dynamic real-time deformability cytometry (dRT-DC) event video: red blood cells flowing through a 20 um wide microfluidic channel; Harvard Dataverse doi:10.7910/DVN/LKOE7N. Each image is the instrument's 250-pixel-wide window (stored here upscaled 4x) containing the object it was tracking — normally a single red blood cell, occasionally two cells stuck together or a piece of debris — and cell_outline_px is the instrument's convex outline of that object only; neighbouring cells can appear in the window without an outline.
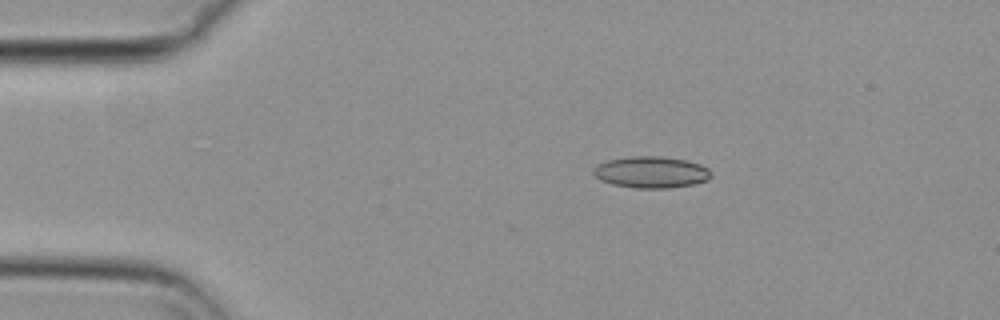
{"species": "common noctule bat (a hibernating species)", "species_latin": "Nyctalus noctula", "temperature_condition": "cold", "stored_images_in_passage": 46, "camera_frame_rate_fps": 3000, "um_per_image_px": 0.085, "animal": {"sex": "female", "body_mass_g": 29.2, "forearm_length_mm": 56.3}, "frame": {"image": 1, "passage_image": 1, "time_ms": 0.0, "image_size_px": [1000, 320], "cell_outline_px": [[712, 176], [708, 180], [692, 184], [668, 188], [636, 188], [612, 184], [600, 180], [592, 172], [592, 168], [596, 164], [608, 160], [628, 156], [660, 156], [684, 160], [700, 164], [708, 168], [712, 172]], "centroid_in_image_um": [55.33, 14.63], "position_along_channel_um": 29.7, "area_um2": 21.73}}
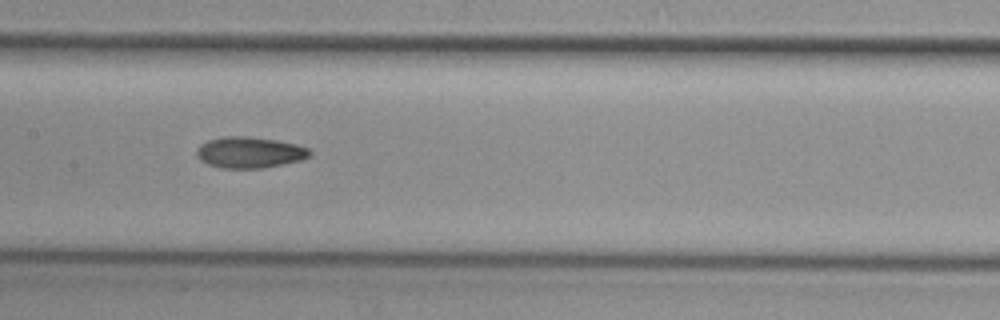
{"frame": {"image": 2, "passage_image": 18, "time_ms": 5.667, "image_size_px": [1000, 320], "cell_outline_px": [[312, 152], [308, 156], [300, 160], [264, 168], [220, 168], [208, 164], [200, 160], [196, 156], [196, 152], [200, 144], [208, 140], [224, 136], [244, 136], [276, 140], [296, 144], [308, 148]], "centroid_in_image_um": [21.18, 12.95], "position_along_channel_um": 186.2, "area_um2": 20.46}}
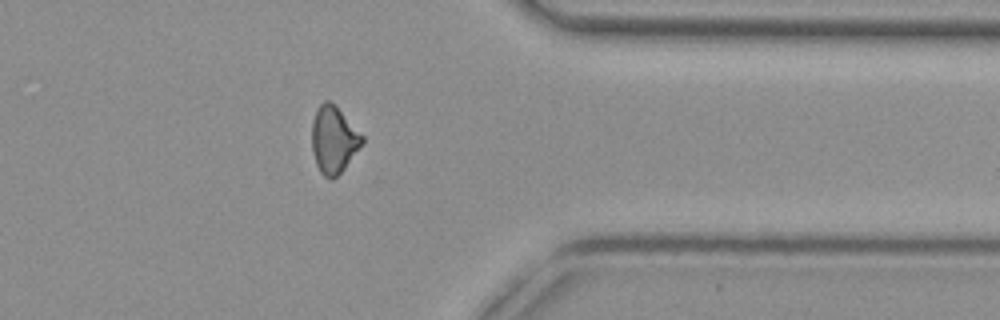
{"frame": {"image": 3, "passage_image": 35, "time_ms": 11.333, "image_size_px": [1000, 320], "cell_outline_px": [[364, 140], [344, 168], [332, 180], [324, 176], [320, 172], [316, 164], [312, 152], [312, 120], [316, 108], [324, 100], [328, 100], [336, 104], [364, 136]], "centroid_in_image_um": [28.34, 11.83], "position_along_channel_um": 383.1, "area_um2": 19.71}, "authors_computed_cell_mechanics": {"area_um2": 19.9121, "velocity_mm_per_s": 3.6981, "shape_relaxation_time_tau1_ms": null, "shape_relaxation_time_tau2_ms": 5.7253, "deformation_change_tau1": null, "deformation_change_tau2": 0.1314}}